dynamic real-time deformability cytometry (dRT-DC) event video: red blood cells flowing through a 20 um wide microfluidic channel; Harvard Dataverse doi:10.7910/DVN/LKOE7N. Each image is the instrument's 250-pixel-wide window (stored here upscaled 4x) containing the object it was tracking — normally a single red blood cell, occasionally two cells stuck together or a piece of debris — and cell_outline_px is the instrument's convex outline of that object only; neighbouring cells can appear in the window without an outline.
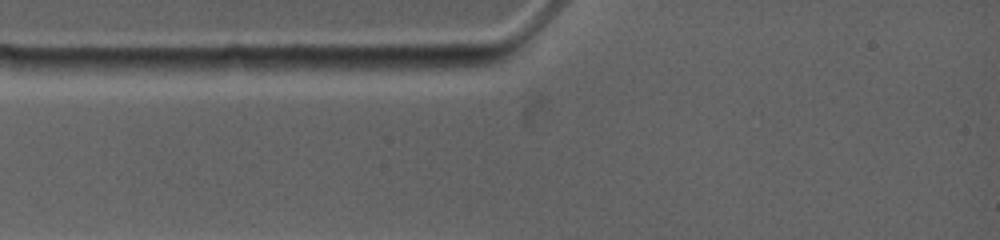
{"species": "common noctule bat (a hibernating species)", "species_latin": "Nyctalus noctula", "temperature_condition": "warm", "stored_images_in_passage": 2, "camera_frame_rate_fps": 4500, "um_per_image_px": 0.085, "animal": {"sex": "female", "body_mass_g": 19.0, "forearm_length_mm": 53.3}, "frame": {"image": 1, "passage_image": 1, "time_ms": 0.0, "image_size_px": [1000, 240], "cell_outline_px": [[204, 68], [96, 76], [76, 68], [76, 64], [84, 60], [200, 60]], "centroid_in_image_um": [11.47, 5.64], "position_along_channel_um": 73.5, "area_um2": 10.87}}